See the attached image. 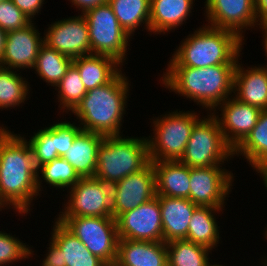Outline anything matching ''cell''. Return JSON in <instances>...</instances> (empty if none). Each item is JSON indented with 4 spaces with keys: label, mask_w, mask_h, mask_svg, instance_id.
<instances>
[{
    "label": "cell",
    "mask_w": 267,
    "mask_h": 266,
    "mask_svg": "<svg viewBox=\"0 0 267 266\" xmlns=\"http://www.w3.org/2000/svg\"><path fill=\"white\" fill-rule=\"evenodd\" d=\"M17 8H19L31 21H35L36 17L41 14L45 0H12ZM40 13V14H39ZM36 16V17H35Z\"/></svg>",
    "instance_id": "cell-38"
},
{
    "label": "cell",
    "mask_w": 267,
    "mask_h": 266,
    "mask_svg": "<svg viewBox=\"0 0 267 266\" xmlns=\"http://www.w3.org/2000/svg\"><path fill=\"white\" fill-rule=\"evenodd\" d=\"M260 113L259 108L243 103L233 95L212 111L219 122L225 142L233 150L255 127Z\"/></svg>",
    "instance_id": "cell-17"
},
{
    "label": "cell",
    "mask_w": 267,
    "mask_h": 266,
    "mask_svg": "<svg viewBox=\"0 0 267 266\" xmlns=\"http://www.w3.org/2000/svg\"><path fill=\"white\" fill-rule=\"evenodd\" d=\"M213 262H211L208 266H225V265H222V264H219V263H216V262H214L213 264H212ZM216 263V264H215ZM227 266V265H226Z\"/></svg>",
    "instance_id": "cell-48"
},
{
    "label": "cell",
    "mask_w": 267,
    "mask_h": 266,
    "mask_svg": "<svg viewBox=\"0 0 267 266\" xmlns=\"http://www.w3.org/2000/svg\"><path fill=\"white\" fill-rule=\"evenodd\" d=\"M5 124L0 123V147L2 143L14 132L8 129Z\"/></svg>",
    "instance_id": "cell-44"
},
{
    "label": "cell",
    "mask_w": 267,
    "mask_h": 266,
    "mask_svg": "<svg viewBox=\"0 0 267 266\" xmlns=\"http://www.w3.org/2000/svg\"><path fill=\"white\" fill-rule=\"evenodd\" d=\"M207 25L235 32L245 42L246 30H255L258 21L255 0H204Z\"/></svg>",
    "instance_id": "cell-13"
},
{
    "label": "cell",
    "mask_w": 267,
    "mask_h": 266,
    "mask_svg": "<svg viewBox=\"0 0 267 266\" xmlns=\"http://www.w3.org/2000/svg\"><path fill=\"white\" fill-rule=\"evenodd\" d=\"M168 266H208L213 260L210 248L188 240L166 243Z\"/></svg>",
    "instance_id": "cell-32"
},
{
    "label": "cell",
    "mask_w": 267,
    "mask_h": 266,
    "mask_svg": "<svg viewBox=\"0 0 267 266\" xmlns=\"http://www.w3.org/2000/svg\"><path fill=\"white\" fill-rule=\"evenodd\" d=\"M183 37L173 51L167 67L202 68L214 65H237L245 41L235 32L215 28L203 22L201 27ZM242 52V53H241Z\"/></svg>",
    "instance_id": "cell-4"
},
{
    "label": "cell",
    "mask_w": 267,
    "mask_h": 266,
    "mask_svg": "<svg viewBox=\"0 0 267 266\" xmlns=\"http://www.w3.org/2000/svg\"><path fill=\"white\" fill-rule=\"evenodd\" d=\"M73 64V59L49 48L46 44L40 47L35 63L34 73L46 85L56 87L57 84L67 73L69 67Z\"/></svg>",
    "instance_id": "cell-30"
},
{
    "label": "cell",
    "mask_w": 267,
    "mask_h": 266,
    "mask_svg": "<svg viewBox=\"0 0 267 266\" xmlns=\"http://www.w3.org/2000/svg\"><path fill=\"white\" fill-rule=\"evenodd\" d=\"M35 22L7 32L4 53L0 59L1 67L19 72L34 68L40 47L44 44L42 32L40 33Z\"/></svg>",
    "instance_id": "cell-16"
},
{
    "label": "cell",
    "mask_w": 267,
    "mask_h": 266,
    "mask_svg": "<svg viewBox=\"0 0 267 266\" xmlns=\"http://www.w3.org/2000/svg\"><path fill=\"white\" fill-rule=\"evenodd\" d=\"M119 239L163 242L162 218L158 195L116 218Z\"/></svg>",
    "instance_id": "cell-14"
},
{
    "label": "cell",
    "mask_w": 267,
    "mask_h": 266,
    "mask_svg": "<svg viewBox=\"0 0 267 266\" xmlns=\"http://www.w3.org/2000/svg\"><path fill=\"white\" fill-rule=\"evenodd\" d=\"M73 65L78 69L87 91L108 84L125 70L113 57L98 54L74 58Z\"/></svg>",
    "instance_id": "cell-25"
},
{
    "label": "cell",
    "mask_w": 267,
    "mask_h": 266,
    "mask_svg": "<svg viewBox=\"0 0 267 266\" xmlns=\"http://www.w3.org/2000/svg\"><path fill=\"white\" fill-rule=\"evenodd\" d=\"M255 14L258 24L267 23V0H255Z\"/></svg>",
    "instance_id": "cell-41"
},
{
    "label": "cell",
    "mask_w": 267,
    "mask_h": 266,
    "mask_svg": "<svg viewBox=\"0 0 267 266\" xmlns=\"http://www.w3.org/2000/svg\"><path fill=\"white\" fill-rule=\"evenodd\" d=\"M158 196L187 198L190 195V167L177 161L152 162Z\"/></svg>",
    "instance_id": "cell-22"
},
{
    "label": "cell",
    "mask_w": 267,
    "mask_h": 266,
    "mask_svg": "<svg viewBox=\"0 0 267 266\" xmlns=\"http://www.w3.org/2000/svg\"><path fill=\"white\" fill-rule=\"evenodd\" d=\"M253 171L256 172L262 178V183L265 186L267 191V159L263 160L260 164H258Z\"/></svg>",
    "instance_id": "cell-42"
},
{
    "label": "cell",
    "mask_w": 267,
    "mask_h": 266,
    "mask_svg": "<svg viewBox=\"0 0 267 266\" xmlns=\"http://www.w3.org/2000/svg\"><path fill=\"white\" fill-rule=\"evenodd\" d=\"M206 114L194 124L185 152L179 160L190 168L225 166L234 159L233 149L225 142L216 117L212 112Z\"/></svg>",
    "instance_id": "cell-7"
},
{
    "label": "cell",
    "mask_w": 267,
    "mask_h": 266,
    "mask_svg": "<svg viewBox=\"0 0 267 266\" xmlns=\"http://www.w3.org/2000/svg\"><path fill=\"white\" fill-rule=\"evenodd\" d=\"M0 231V264L4 266L15 265L17 262L26 259L30 261L34 258L33 256H38L34 251L33 246H29L25 241H22L16 234L7 233L6 231ZM25 242V243H24ZM35 253V254H34Z\"/></svg>",
    "instance_id": "cell-34"
},
{
    "label": "cell",
    "mask_w": 267,
    "mask_h": 266,
    "mask_svg": "<svg viewBox=\"0 0 267 266\" xmlns=\"http://www.w3.org/2000/svg\"><path fill=\"white\" fill-rule=\"evenodd\" d=\"M235 177L226 166L190 168L189 200L198 206L225 208Z\"/></svg>",
    "instance_id": "cell-11"
},
{
    "label": "cell",
    "mask_w": 267,
    "mask_h": 266,
    "mask_svg": "<svg viewBox=\"0 0 267 266\" xmlns=\"http://www.w3.org/2000/svg\"><path fill=\"white\" fill-rule=\"evenodd\" d=\"M7 32L0 27V59L4 53V48L6 44Z\"/></svg>",
    "instance_id": "cell-45"
},
{
    "label": "cell",
    "mask_w": 267,
    "mask_h": 266,
    "mask_svg": "<svg viewBox=\"0 0 267 266\" xmlns=\"http://www.w3.org/2000/svg\"><path fill=\"white\" fill-rule=\"evenodd\" d=\"M104 266H120V265L117 262H114V263L105 264Z\"/></svg>",
    "instance_id": "cell-47"
},
{
    "label": "cell",
    "mask_w": 267,
    "mask_h": 266,
    "mask_svg": "<svg viewBox=\"0 0 267 266\" xmlns=\"http://www.w3.org/2000/svg\"><path fill=\"white\" fill-rule=\"evenodd\" d=\"M32 21L15 6L12 0L0 1V27L6 32L18 30Z\"/></svg>",
    "instance_id": "cell-37"
},
{
    "label": "cell",
    "mask_w": 267,
    "mask_h": 266,
    "mask_svg": "<svg viewBox=\"0 0 267 266\" xmlns=\"http://www.w3.org/2000/svg\"><path fill=\"white\" fill-rule=\"evenodd\" d=\"M201 111L170 110L150 118L153 134L147 138L151 162L177 161L185 152L194 124L201 118Z\"/></svg>",
    "instance_id": "cell-6"
},
{
    "label": "cell",
    "mask_w": 267,
    "mask_h": 266,
    "mask_svg": "<svg viewBox=\"0 0 267 266\" xmlns=\"http://www.w3.org/2000/svg\"><path fill=\"white\" fill-rule=\"evenodd\" d=\"M80 179L81 177L73 166L63 157H58L38 168L37 187L40 195H42V191H45L43 189L47 188L43 185L44 183L48 184L49 188L66 191Z\"/></svg>",
    "instance_id": "cell-31"
},
{
    "label": "cell",
    "mask_w": 267,
    "mask_h": 266,
    "mask_svg": "<svg viewBox=\"0 0 267 266\" xmlns=\"http://www.w3.org/2000/svg\"><path fill=\"white\" fill-rule=\"evenodd\" d=\"M194 3L195 0H151L150 36H168L171 31L179 30L192 17Z\"/></svg>",
    "instance_id": "cell-19"
},
{
    "label": "cell",
    "mask_w": 267,
    "mask_h": 266,
    "mask_svg": "<svg viewBox=\"0 0 267 266\" xmlns=\"http://www.w3.org/2000/svg\"><path fill=\"white\" fill-rule=\"evenodd\" d=\"M28 78L22 72L0 66V110L17 109L29 100L33 93ZM31 92V93H30ZM17 107V108H15Z\"/></svg>",
    "instance_id": "cell-28"
},
{
    "label": "cell",
    "mask_w": 267,
    "mask_h": 266,
    "mask_svg": "<svg viewBox=\"0 0 267 266\" xmlns=\"http://www.w3.org/2000/svg\"><path fill=\"white\" fill-rule=\"evenodd\" d=\"M161 209L163 242L186 239L189 223L198 205L187 198L158 196Z\"/></svg>",
    "instance_id": "cell-20"
},
{
    "label": "cell",
    "mask_w": 267,
    "mask_h": 266,
    "mask_svg": "<svg viewBox=\"0 0 267 266\" xmlns=\"http://www.w3.org/2000/svg\"><path fill=\"white\" fill-rule=\"evenodd\" d=\"M66 192L67 200H64L63 208L55 218L60 223L73 216L112 217L111 185L94 177H86Z\"/></svg>",
    "instance_id": "cell-9"
},
{
    "label": "cell",
    "mask_w": 267,
    "mask_h": 266,
    "mask_svg": "<svg viewBox=\"0 0 267 266\" xmlns=\"http://www.w3.org/2000/svg\"><path fill=\"white\" fill-rule=\"evenodd\" d=\"M116 262L120 266H168L166 243L119 239Z\"/></svg>",
    "instance_id": "cell-21"
},
{
    "label": "cell",
    "mask_w": 267,
    "mask_h": 266,
    "mask_svg": "<svg viewBox=\"0 0 267 266\" xmlns=\"http://www.w3.org/2000/svg\"><path fill=\"white\" fill-rule=\"evenodd\" d=\"M40 266H62L61 249L49 238Z\"/></svg>",
    "instance_id": "cell-39"
},
{
    "label": "cell",
    "mask_w": 267,
    "mask_h": 266,
    "mask_svg": "<svg viewBox=\"0 0 267 266\" xmlns=\"http://www.w3.org/2000/svg\"><path fill=\"white\" fill-rule=\"evenodd\" d=\"M225 208L210 206H198L191 217L188 233L185 240L217 250L221 241L220 226H218L217 214H223Z\"/></svg>",
    "instance_id": "cell-26"
},
{
    "label": "cell",
    "mask_w": 267,
    "mask_h": 266,
    "mask_svg": "<svg viewBox=\"0 0 267 266\" xmlns=\"http://www.w3.org/2000/svg\"><path fill=\"white\" fill-rule=\"evenodd\" d=\"M46 26L43 37L49 48L72 59L91 54L89 30L83 14L78 12V15L56 19Z\"/></svg>",
    "instance_id": "cell-12"
},
{
    "label": "cell",
    "mask_w": 267,
    "mask_h": 266,
    "mask_svg": "<svg viewBox=\"0 0 267 266\" xmlns=\"http://www.w3.org/2000/svg\"><path fill=\"white\" fill-rule=\"evenodd\" d=\"M241 58L235 67L233 96L261 111L267 110V67L244 65Z\"/></svg>",
    "instance_id": "cell-18"
},
{
    "label": "cell",
    "mask_w": 267,
    "mask_h": 266,
    "mask_svg": "<svg viewBox=\"0 0 267 266\" xmlns=\"http://www.w3.org/2000/svg\"><path fill=\"white\" fill-rule=\"evenodd\" d=\"M146 136H105L98 148L94 178L113 185L150 163Z\"/></svg>",
    "instance_id": "cell-5"
},
{
    "label": "cell",
    "mask_w": 267,
    "mask_h": 266,
    "mask_svg": "<svg viewBox=\"0 0 267 266\" xmlns=\"http://www.w3.org/2000/svg\"><path fill=\"white\" fill-rule=\"evenodd\" d=\"M104 135L81 130L63 156L81 178L93 177L97 167L98 148Z\"/></svg>",
    "instance_id": "cell-23"
},
{
    "label": "cell",
    "mask_w": 267,
    "mask_h": 266,
    "mask_svg": "<svg viewBox=\"0 0 267 266\" xmlns=\"http://www.w3.org/2000/svg\"><path fill=\"white\" fill-rule=\"evenodd\" d=\"M235 156L246 159L252 169L267 159V110L261 111L255 127L233 150Z\"/></svg>",
    "instance_id": "cell-29"
},
{
    "label": "cell",
    "mask_w": 267,
    "mask_h": 266,
    "mask_svg": "<svg viewBox=\"0 0 267 266\" xmlns=\"http://www.w3.org/2000/svg\"><path fill=\"white\" fill-rule=\"evenodd\" d=\"M53 225L50 239L61 249L62 266H104L73 233L58 220Z\"/></svg>",
    "instance_id": "cell-24"
},
{
    "label": "cell",
    "mask_w": 267,
    "mask_h": 266,
    "mask_svg": "<svg viewBox=\"0 0 267 266\" xmlns=\"http://www.w3.org/2000/svg\"><path fill=\"white\" fill-rule=\"evenodd\" d=\"M67 117L52 124V140H54L55 149L59 157H63L68 148L72 146L77 134L82 130L81 126L76 121L66 120ZM64 120V121H62Z\"/></svg>",
    "instance_id": "cell-36"
},
{
    "label": "cell",
    "mask_w": 267,
    "mask_h": 266,
    "mask_svg": "<svg viewBox=\"0 0 267 266\" xmlns=\"http://www.w3.org/2000/svg\"><path fill=\"white\" fill-rule=\"evenodd\" d=\"M71 3V7L76 8L75 10L83 14L88 9L94 8L95 6L105 4L107 0H68Z\"/></svg>",
    "instance_id": "cell-40"
},
{
    "label": "cell",
    "mask_w": 267,
    "mask_h": 266,
    "mask_svg": "<svg viewBox=\"0 0 267 266\" xmlns=\"http://www.w3.org/2000/svg\"><path fill=\"white\" fill-rule=\"evenodd\" d=\"M87 21L91 54L113 57L125 66L132 39L120 26L111 6L106 2L83 13Z\"/></svg>",
    "instance_id": "cell-8"
},
{
    "label": "cell",
    "mask_w": 267,
    "mask_h": 266,
    "mask_svg": "<svg viewBox=\"0 0 267 266\" xmlns=\"http://www.w3.org/2000/svg\"><path fill=\"white\" fill-rule=\"evenodd\" d=\"M112 217L133 210L150 201L156 193V176L152 162L142 170L130 174L111 185Z\"/></svg>",
    "instance_id": "cell-15"
},
{
    "label": "cell",
    "mask_w": 267,
    "mask_h": 266,
    "mask_svg": "<svg viewBox=\"0 0 267 266\" xmlns=\"http://www.w3.org/2000/svg\"><path fill=\"white\" fill-rule=\"evenodd\" d=\"M37 177L38 168L29 144L13 132L0 147V208L13 209L22 217L31 215L33 202L41 197Z\"/></svg>",
    "instance_id": "cell-1"
},
{
    "label": "cell",
    "mask_w": 267,
    "mask_h": 266,
    "mask_svg": "<svg viewBox=\"0 0 267 266\" xmlns=\"http://www.w3.org/2000/svg\"><path fill=\"white\" fill-rule=\"evenodd\" d=\"M47 126L33 132V135L29 136L30 139L20 134L29 144L37 168L59 157L52 140V125Z\"/></svg>",
    "instance_id": "cell-35"
},
{
    "label": "cell",
    "mask_w": 267,
    "mask_h": 266,
    "mask_svg": "<svg viewBox=\"0 0 267 266\" xmlns=\"http://www.w3.org/2000/svg\"><path fill=\"white\" fill-rule=\"evenodd\" d=\"M55 97L59 103L58 116L70 114L86 95L87 90L81 80L78 69L72 64L65 76L55 88ZM65 112V113H64Z\"/></svg>",
    "instance_id": "cell-33"
},
{
    "label": "cell",
    "mask_w": 267,
    "mask_h": 266,
    "mask_svg": "<svg viewBox=\"0 0 267 266\" xmlns=\"http://www.w3.org/2000/svg\"><path fill=\"white\" fill-rule=\"evenodd\" d=\"M128 77L121 71L108 84L88 90L69 115L75 116L74 120H78L82 130L104 136L123 135V118L127 116V104L131 97Z\"/></svg>",
    "instance_id": "cell-3"
},
{
    "label": "cell",
    "mask_w": 267,
    "mask_h": 266,
    "mask_svg": "<svg viewBox=\"0 0 267 266\" xmlns=\"http://www.w3.org/2000/svg\"><path fill=\"white\" fill-rule=\"evenodd\" d=\"M236 65L209 67H167L160 76V86L175 92L205 112H212L233 95Z\"/></svg>",
    "instance_id": "cell-2"
},
{
    "label": "cell",
    "mask_w": 267,
    "mask_h": 266,
    "mask_svg": "<svg viewBox=\"0 0 267 266\" xmlns=\"http://www.w3.org/2000/svg\"><path fill=\"white\" fill-rule=\"evenodd\" d=\"M257 29H255V30H259V29H261V30H259L260 32L262 31V44H261V46H263V50H264V55L267 57V23H263V24H258V26L256 27ZM267 60V59H266ZM260 65H262V66H265V67H267V62L265 63V65H264V63L263 64H260Z\"/></svg>",
    "instance_id": "cell-43"
},
{
    "label": "cell",
    "mask_w": 267,
    "mask_h": 266,
    "mask_svg": "<svg viewBox=\"0 0 267 266\" xmlns=\"http://www.w3.org/2000/svg\"><path fill=\"white\" fill-rule=\"evenodd\" d=\"M263 231H264V233H263L264 235H263V236H264V238H266V240H267V225H266V227H265V230H263Z\"/></svg>",
    "instance_id": "cell-49"
},
{
    "label": "cell",
    "mask_w": 267,
    "mask_h": 266,
    "mask_svg": "<svg viewBox=\"0 0 267 266\" xmlns=\"http://www.w3.org/2000/svg\"><path fill=\"white\" fill-rule=\"evenodd\" d=\"M261 260V265L262 266H267V255H265L264 257H261V259H259V261Z\"/></svg>",
    "instance_id": "cell-46"
},
{
    "label": "cell",
    "mask_w": 267,
    "mask_h": 266,
    "mask_svg": "<svg viewBox=\"0 0 267 266\" xmlns=\"http://www.w3.org/2000/svg\"><path fill=\"white\" fill-rule=\"evenodd\" d=\"M120 26L132 38L136 30H143L150 35L151 0H107Z\"/></svg>",
    "instance_id": "cell-27"
},
{
    "label": "cell",
    "mask_w": 267,
    "mask_h": 266,
    "mask_svg": "<svg viewBox=\"0 0 267 266\" xmlns=\"http://www.w3.org/2000/svg\"><path fill=\"white\" fill-rule=\"evenodd\" d=\"M63 225L105 264L116 262L119 240L116 219L73 216Z\"/></svg>",
    "instance_id": "cell-10"
}]
</instances>
